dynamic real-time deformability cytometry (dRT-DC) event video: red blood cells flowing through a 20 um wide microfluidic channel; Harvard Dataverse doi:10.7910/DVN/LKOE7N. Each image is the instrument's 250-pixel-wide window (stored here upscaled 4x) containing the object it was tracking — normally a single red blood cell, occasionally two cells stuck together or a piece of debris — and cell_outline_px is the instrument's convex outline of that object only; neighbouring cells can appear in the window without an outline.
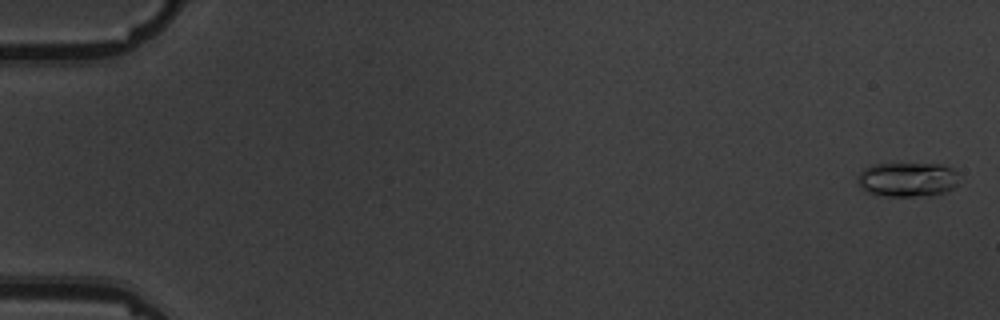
{"species": "common noctule bat (a hibernating species)", "species_latin": "Nyctalus noctula", "temperature_condition": "warm", "stored_images_in_passage": 6, "camera_frame_rate_fps": 3000, "um_per_image_px": 0.085, "animal": {"sex": "male", "body_mass_g": 19.5, "forearm_length_mm": 54.6}, "frame": {"image": 1, "passage_image": 1, "time_ms": 0.0, "image_size_px": [1000, 320], "cell_outline_px": [[960, 184], [948, 192], [932, 196], [884, 196], [868, 192], [860, 188], [856, 180], [856, 176], [864, 168], [872, 164], [940, 164], [952, 168], [956, 172]], "centroid_in_image_um": [77.15, 15.27], "position_along_channel_um": 7.9, "area_um2": 20.87}}